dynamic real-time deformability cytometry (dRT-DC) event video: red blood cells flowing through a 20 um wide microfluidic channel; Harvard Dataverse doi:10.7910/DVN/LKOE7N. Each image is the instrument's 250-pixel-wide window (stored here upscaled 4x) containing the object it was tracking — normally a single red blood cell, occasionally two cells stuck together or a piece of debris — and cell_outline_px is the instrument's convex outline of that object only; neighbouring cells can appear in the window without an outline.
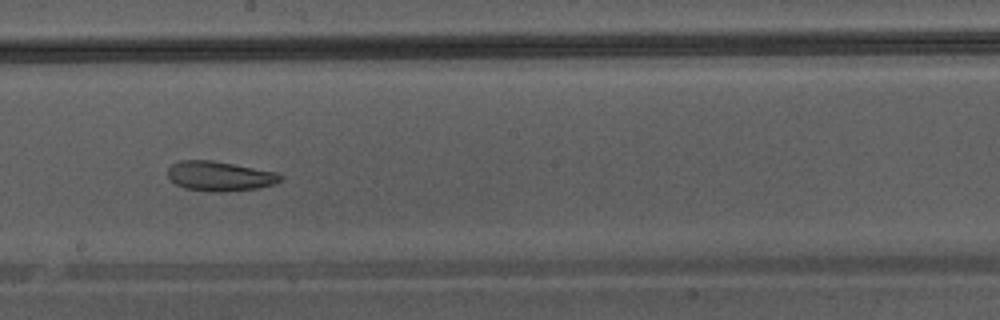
{"species": "Egyptian fruit bat (a non-hibernating species)", "species_latin": "Rousettus aegyptiacus", "temperature_condition": "warm", "stored_images_in_passage": 47, "camera_frame_rate_fps": 3000, "um_per_image_px": 0.085, "animal": {"sex": "male"}, "frame": {"image": 1, "passage_image": 27, "time_ms": 8.667, "image_size_px": [1000, 320], "cell_outline_px": [[284, 176], [276, 184], [260, 188], [220, 192], [212, 192], [184, 188], [176, 184], [168, 176], [168, 168], [172, 164], [180, 160], [212, 160], [276, 172]], "centroid_in_image_um": [18.69, 14.97], "position_along_channel_um": 229.5, "area_um2": 19.54}}